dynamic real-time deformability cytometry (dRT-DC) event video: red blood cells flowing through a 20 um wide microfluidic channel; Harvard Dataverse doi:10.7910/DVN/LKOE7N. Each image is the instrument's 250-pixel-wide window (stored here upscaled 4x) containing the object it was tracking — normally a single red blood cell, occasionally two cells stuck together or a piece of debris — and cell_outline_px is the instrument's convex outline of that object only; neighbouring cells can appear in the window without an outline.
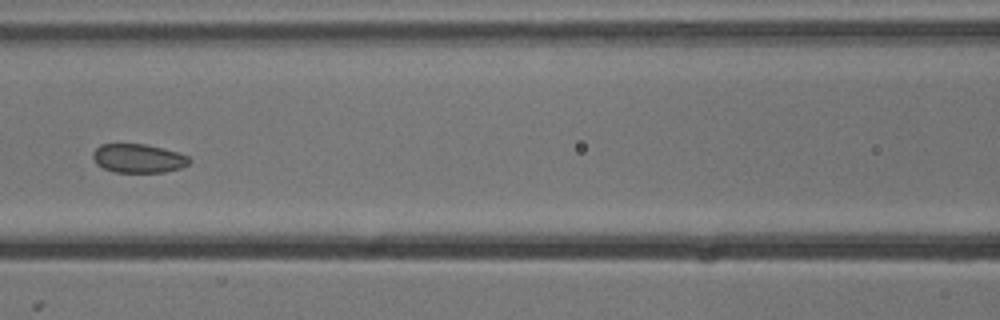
{"species": "common noctule bat (a hibernating species)", "species_latin": "Nyctalus noctula", "temperature_condition": "cold", "stored_images_in_passage": 8, "camera_frame_rate_fps": 3000, "um_per_image_px": 0.085, "animal": {"sex": "male", "body_mass_g": 13.3}, "frame": {"image": 1, "passage_image": 5, "time_ms": 1.333, "image_size_px": [1000, 320], "cell_outline_px": [[192, 160], [188, 164], [180, 168], [164, 172], [116, 172], [104, 168], [96, 164], [92, 156], [92, 152], [100, 144], [144, 144], [176, 152], [188, 156]], "centroid_in_image_um": [11.73, 13.46], "position_along_channel_um": 154.9, "area_um2": 16.07}}
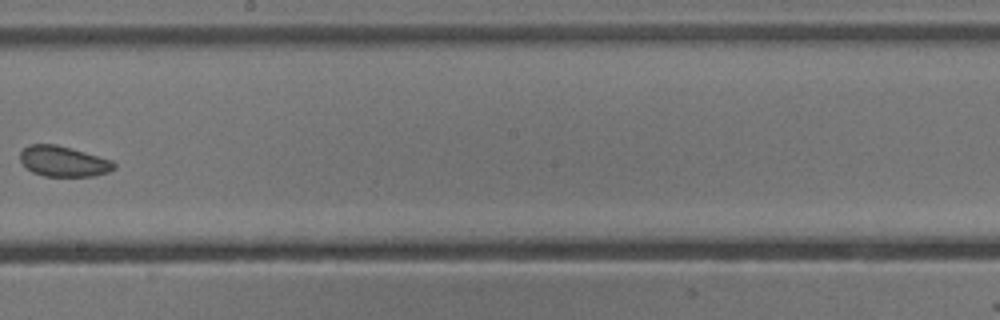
{"frame": {"image": 2, "passage_image": 7, "time_ms": 2.0, "image_size_px": [1000, 320], "cell_outline_px": [[116, 168], [108, 172], [92, 176], [44, 176], [32, 172], [20, 160], [20, 152], [28, 144], [56, 144], [72, 148], [112, 160], [116, 164]], "centroid_in_image_um": [5.4, 13.71], "position_along_channel_um": 242.8, "area_um2": 16.7}}
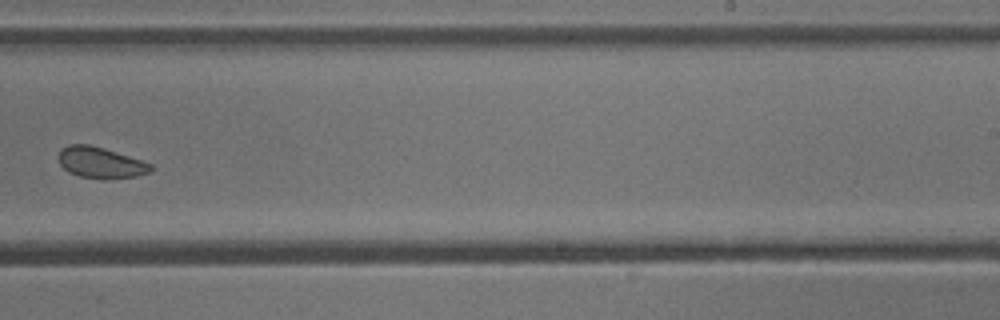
{"frame": {"image": 3, "passage_image": 8, "time_ms": 2.333, "image_size_px": [1000, 320], "cell_outline_px": [[152, 168], [148, 172], [136, 176], [108, 180], [104, 180], [80, 176], [68, 172], [60, 164], [56, 156], [60, 148], [68, 144], [88, 144], [104, 148], [152, 164]], "centroid_in_image_um": [8.48, 13.82], "position_along_channel_um": 280.5, "area_um2": 16.88}}